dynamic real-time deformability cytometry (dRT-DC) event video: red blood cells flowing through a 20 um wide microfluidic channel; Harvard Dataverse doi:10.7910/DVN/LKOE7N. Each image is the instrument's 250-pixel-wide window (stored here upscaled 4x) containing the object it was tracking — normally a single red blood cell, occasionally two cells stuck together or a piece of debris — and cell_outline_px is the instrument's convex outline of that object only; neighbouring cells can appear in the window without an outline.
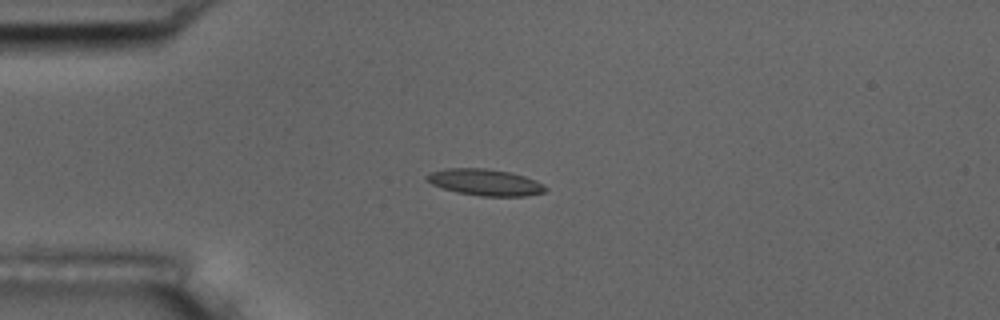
{"species": "common noctule bat (a hibernating species)", "species_latin": "Nyctalus noctula", "temperature_condition": "room temperature", "stored_images_in_passage": 8, "camera_frame_rate_fps": 3000, "um_per_image_px": 0.085, "animal": {"sex": "male", "body_mass_g": 17.5, "forearm_length_mm": 52.3}, "frame": {"image": 1, "passage_image": 4, "time_ms": 3.333, "image_size_px": [1000, 320], "cell_outline_px": [[548, 188], [544, 192], [524, 196], [480, 196], [456, 192], [432, 184], [424, 180], [424, 176], [428, 172], [448, 168], [484, 168], [508, 172], [524, 176], [536, 180], [544, 184]], "centroid_in_image_um": [41.2, 15.49], "position_along_channel_um": 43.8, "area_um2": 18.38}}
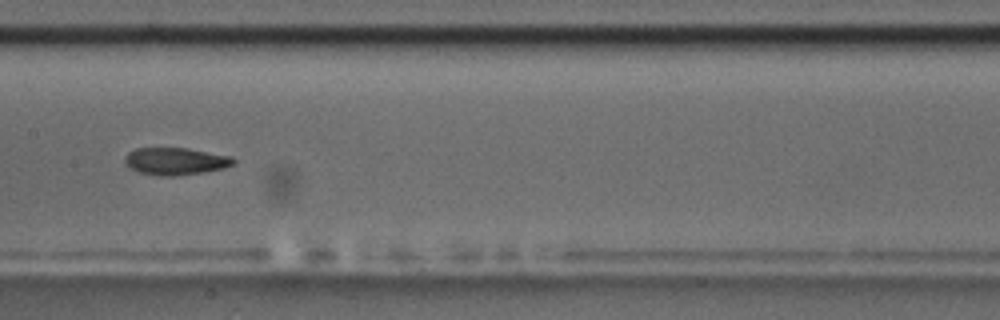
{"frame": {"image": 2, "passage_image": 8, "time_ms": 8.0, "image_size_px": [1000, 320], "cell_outline_px": [[236, 160], [232, 164], [224, 168], [204, 172], [172, 176], [160, 176], [140, 172], [128, 168], [124, 160], [124, 156], [128, 152], [136, 148], [188, 148], [232, 156]], "centroid_in_image_um": [14.9, 13.7], "position_along_channel_um": 192.5, "area_um2": 17.34}}